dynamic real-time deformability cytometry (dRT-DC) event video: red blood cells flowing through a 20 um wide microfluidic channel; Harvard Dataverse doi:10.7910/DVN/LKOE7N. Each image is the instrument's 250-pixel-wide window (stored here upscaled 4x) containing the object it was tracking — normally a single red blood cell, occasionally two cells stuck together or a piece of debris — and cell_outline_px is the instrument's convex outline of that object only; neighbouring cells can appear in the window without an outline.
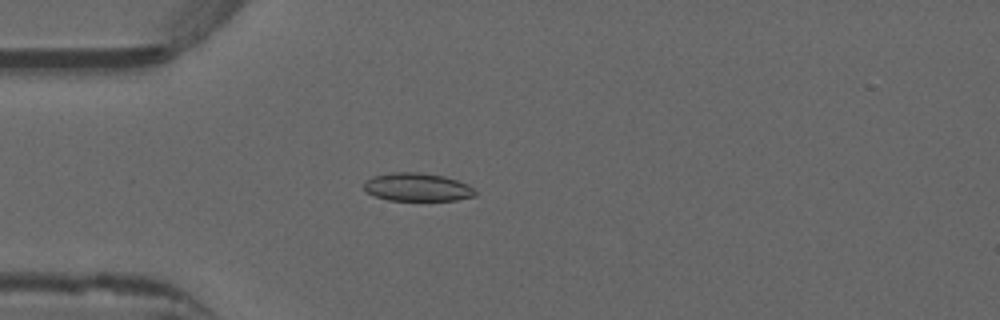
{"species": "common noctule bat (a hibernating species)", "species_latin": "Nyctalus noctula", "temperature_condition": "warm", "stored_images_in_passage": 51, "camera_frame_rate_fps": 3000, "um_per_image_px": 0.085, "animal": {"sex": "male", "forearm_length_mm": 52.5}, "frame": {"image": 1, "passage_image": 14, "time_ms": 4.333, "image_size_px": [1000, 320], "cell_outline_px": [[476, 196], [456, 200], [388, 200], [376, 196], [368, 192], [364, 188], [364, 180], [372, 176], [388, 172], [420, 172], [444, 176], [468, 184], [476, 192]], "centroid_in_image_um": [35.45, 15.89], "position_along_channel_um": 49.5, "area_um2": 18.32}}
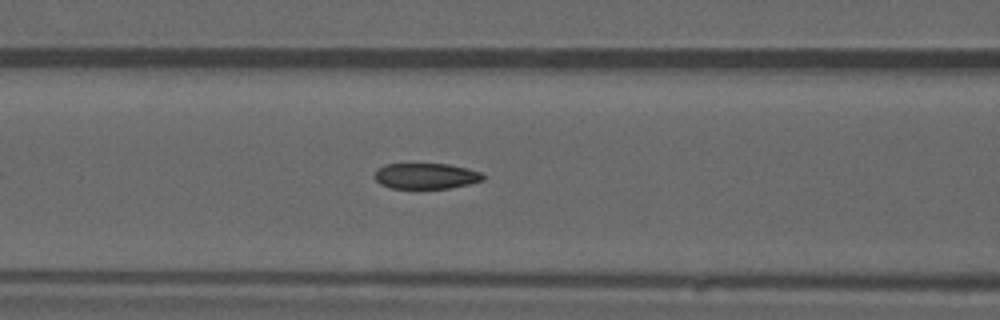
{"frame": {"image": 2, "passage_image": 21, "time_ms": 6.667, "image_size_px": [1000, 320], "cell_outline_px": [[484, 180], [468, 184], [448, 188], [392, 188], [380, 184], [376, 180], [376, 168], [384, 164], [448, 164], [468, 168], [480, 172], [484, 176]], "centroid_in_image_um": [36.2, 14.95], "position_along_channel_um": 130.4, "area_um2": 16.18}}
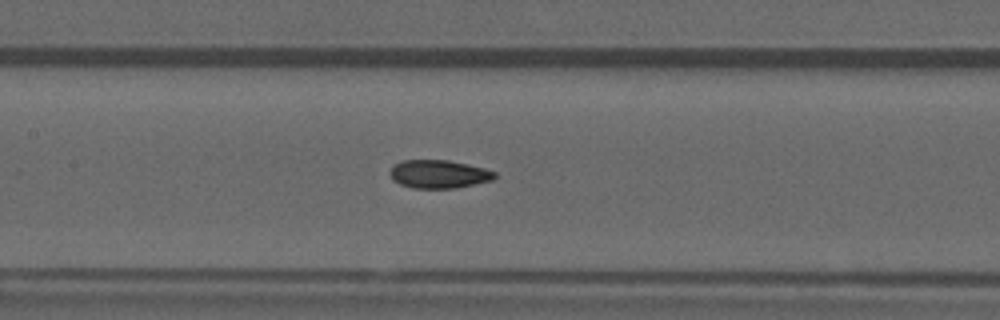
{"frame": {"image": 3, "passage_image": 24, "time_ms": 7.667, "image_size_px": [1000, 320], "cell_outline_px": [[496, 176], [492, 180], [456, 188], [412, 188], [400, 184], [392, 180], [392, 168], [400, 160], [448, 160], [468, 164], [484, 168], [496, 172]], "centroid_in_image_um": [37.32, 14.8], "position_along_channel_um": 170.1, "area_um2": 17.11}, "authors_computed_cell_mechanics": {"area_um2": 17.6868, "velocity_mm_per_s": 3.9538, "shape_relaxation_time_tau1_ms": null, "shape_relaxation_time_tau2_ms": 2.1063, "deformation_change_tau1": null, "deformation_change_tau2": 0.0671}}